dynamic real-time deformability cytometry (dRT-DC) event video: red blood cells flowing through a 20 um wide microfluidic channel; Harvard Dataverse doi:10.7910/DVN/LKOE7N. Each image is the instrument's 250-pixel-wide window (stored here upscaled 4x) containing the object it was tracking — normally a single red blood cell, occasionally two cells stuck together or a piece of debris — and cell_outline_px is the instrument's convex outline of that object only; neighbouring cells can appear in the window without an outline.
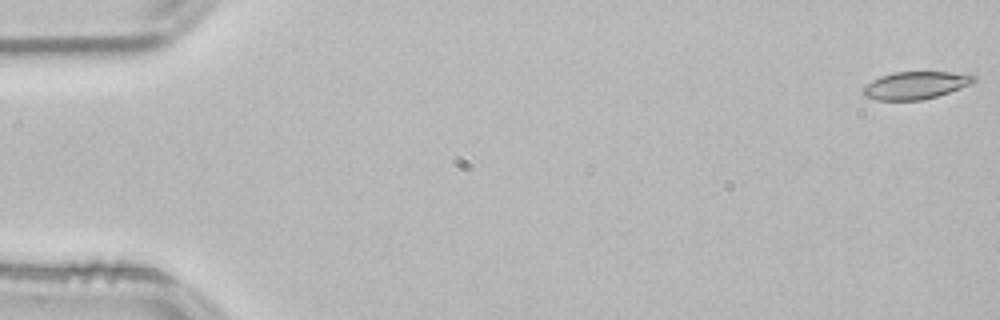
{"species": "common noctule bat (a hibernating species)", "species_latin": "Nyctalus noctula", "temperature_condition": "room temperature", "stored_images_in_passage": 13, "camera_frame_rate_fps": 3000, "um_per_image_px": 0.085, "animal": {"sex": "male", "body_mass_g": 21.5, "forearm_length_mm": 52.0}, "frame": {"image": 1, "passage_image": 1, "time_ms": 0.0, "image_size_px": [1000, 320], "cell_outline_px": [[976, 80], [972, 84], [936, 96], [920, 100], [876, 100], [864, 96], [860, 92], [860, 88], [864, 84], [880, 76], [896, 72], [972, 72], [976, 76]], "centroid_in_image_um": [77.81, 7.23], "position_along_channel_um": 7.2, "area_um2": 18.15}}